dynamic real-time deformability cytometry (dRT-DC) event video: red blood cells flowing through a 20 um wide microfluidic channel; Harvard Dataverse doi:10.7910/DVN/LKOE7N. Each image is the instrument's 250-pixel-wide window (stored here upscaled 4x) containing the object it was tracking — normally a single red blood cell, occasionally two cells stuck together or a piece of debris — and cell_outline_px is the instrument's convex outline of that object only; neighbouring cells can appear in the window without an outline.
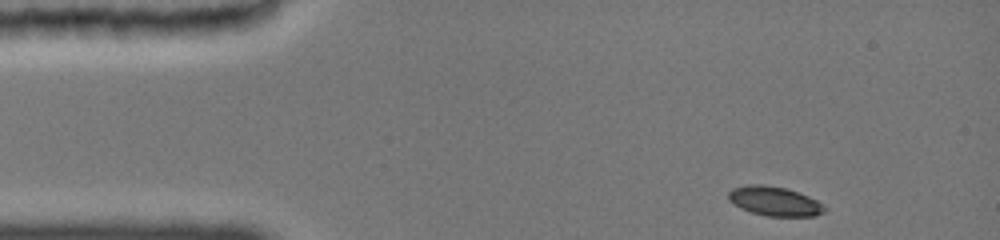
{"species": "common noctule bat (a hibernating species)", "species_latin": "Nyctalus noctula", "temperature_condition": "cold", "stored_images_in_passage": 39, "camera_frame_rate_fps": 3000, "um_per_image_px": 0.085, "animal": {"sex": "female", "body_mass_g": 19.0, "forearm_length_mm": 51.5}, "frame": {"image": 1, "passage_image": 1, "time_ms": 0.0, "image_size_px": [1000, 240], "cell_outline_px": [[828, 208], [824, 212], [816, 216], [768, 216], [752, 212], [740, 208], [728, 200], [728, 192], [732, 188], [748, 184], [764, 184], [784, 188], [808, 196], [816, 200]], "centroid_in_image_um": [65.82, 17.1], "position_along_channel_um": 19.2, "area_um2": 16.42}}
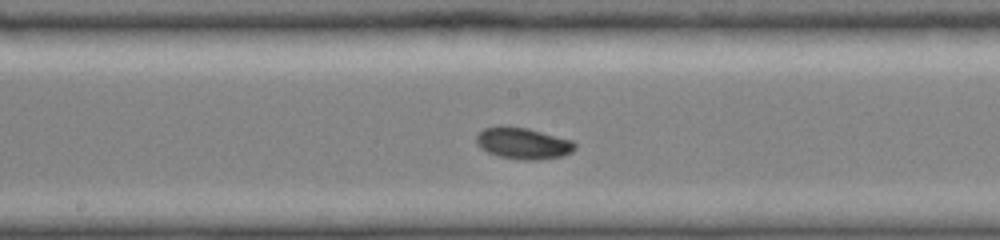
{"frame": {"image": 2, "passage_image": 21, "time_ms": 6.667, "image_size_px": [1000, 240], "cell_outline_px": [[576, 148], [572, 152], [564, 156], [540, 160], [520, 160], [500, 156], [488, 152], [480, 148], [476, 144], [476, 136], [484, 128], [500, 124], [528, 128], [572, 140], [576, 144]], "centroid_in_image_um": [44.46, 12.17], "position_along_channel_um": 203.7, "area_um2": 18.44}}
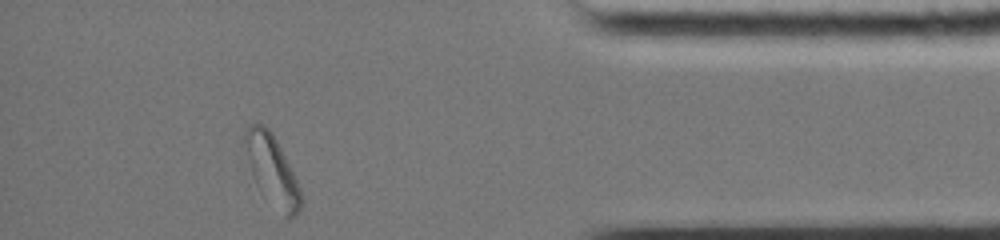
{"frame": {"image": 3, "passage_image": 39, "time_ms": 12.667, "image_size_px": [1000, 240], "cell_outline_px": [[304, 200], [296, 216], [292, 220], [284, 216], [260, 192], [256, 184], [252, 172], [244, 140], [244, 132], [248, 124], [264, 124], [272, 132], [300, 188]], "centroid_in_image_um": [23.15, 14.51], "position_along_channel_um": 412.0, "area_um2": 22.48}, "authors_computed_cell_mechanics": {"area_um2": 17.1666, "velocity_mm_per_s": 3.8717, "shape_relaxation_time_tau1_ms": 3.3443, "shape_relaxation_time_tau2_ms": null, "deformation_change_tau1": 0.1056, "deformation_change_tau2": null}}